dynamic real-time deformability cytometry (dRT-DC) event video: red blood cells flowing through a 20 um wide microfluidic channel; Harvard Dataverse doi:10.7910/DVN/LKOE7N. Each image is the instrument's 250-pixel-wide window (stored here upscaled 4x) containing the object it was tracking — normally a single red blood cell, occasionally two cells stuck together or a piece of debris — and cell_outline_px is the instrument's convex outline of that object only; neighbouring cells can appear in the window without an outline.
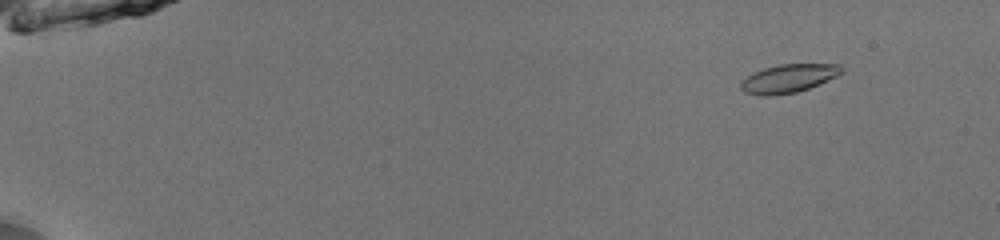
{"species": "common noctule bat (a hibernating species)", "species_latin": "Nyctalus noctula", "temperature_condition": "room temperature", "stored_images_in_passage": 53, "camera_frame_rate_fps": 3000, "um_per_image_px": 0.085, "animal": {"sex": "male", "body_mass_g": 13.0, "forearm_length_mm": 53.1}, "frame": {"image": 1, "passage_image": 7, "time_ms": 2.0, "image_size_px": [1000, 240], "cell_outline_px": [[844, 72], [836, 76], [808, 88], [796, 92], [772, 96], [760, 96], [744, 92], [740, 88], [740, 80], [752, 72], [764, 68], [780, 64], [840, 64], [844, 68]], "centroid_in_image_um": [66.97, 6.66], "position_along_channel_um": 18.0, "area_um2": 16.82}}
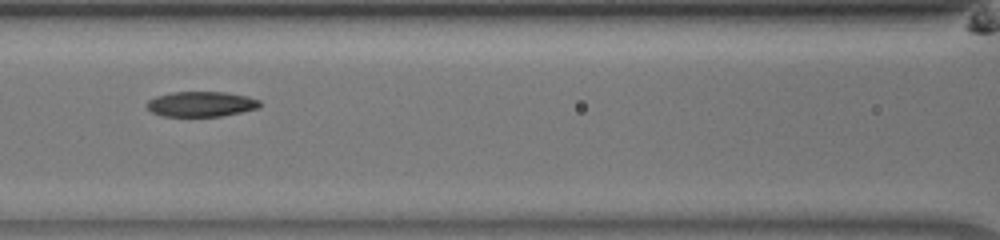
{"frame": {"image": 2, "passage_image": 27, "time_ms": 8.667, "image_size_px": [1000, 240], "cell_outline_px": [[260, 108], [220, 116], [160, 116], [152, 112], [144, 104], [148, 100], [156, 96], [172, 92], [224, 92], [248, 96], [260, 100]], "centroid_in_image_um": [17.08, 8.84], "position_along_channel_um": 149.5, "area_um2": 16.65}}
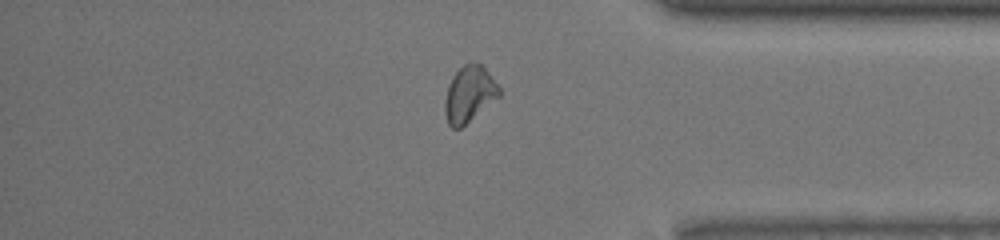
{"frame": {"image": 3, "passage_image": 46, "time_ms": 15.0, "image_size_px": [1000, 240], "cell_outline_px": [[500, 96], [460, 128], [452, 128], [448, 124], [444, 112], [444, 100], [448, 84], [452, 76], [464, 64], [472, 60], [476, 60], [488, 72], [500, 88]], "centroid_in_image_um": [39.86, 7.97], "position_along_channel_um": 395.3, "area_um2": 17.8}, "authors_computed_cell_mechanics": {"area_um2": 17.1088, "velocity_mm_per_s": 4.0331, "shape_relaxation_time_tau1_ms": 5.6721, "shape_relaxation_time_tau2_ms": 3.3783, "deformation_change_tau1": 0.1765, "deformation_change_tau2": 0.0421}}